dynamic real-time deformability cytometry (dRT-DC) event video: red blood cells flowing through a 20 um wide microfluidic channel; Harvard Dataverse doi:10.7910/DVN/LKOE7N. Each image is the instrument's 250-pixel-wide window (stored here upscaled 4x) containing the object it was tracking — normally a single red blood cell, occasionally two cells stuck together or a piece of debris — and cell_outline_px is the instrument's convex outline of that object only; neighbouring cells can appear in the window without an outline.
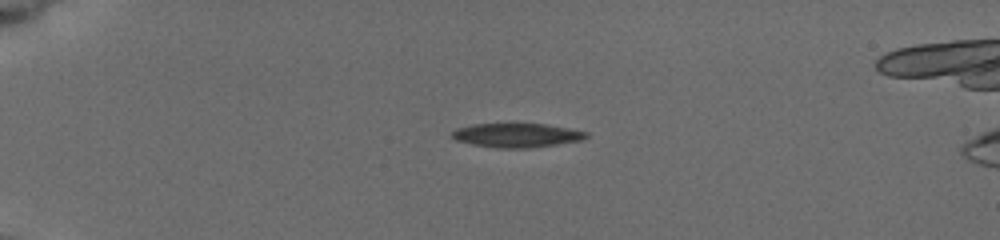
{"species": "common noctule bat (a hibernating species)", "species_latin": "Nyctalus noctula", "temperature_condition": "cold", "stored_images_in_passage": 10, "camera_frame_rate_fps": 3000, "um_per_image_px": 0.085, "animal": {"sex": "female", "body_mass_g": 19.5, "forearm_length_mm": 54.1}, "frame": {"image": 1, "passage_image": 4, "time_ms": 3.333, "image_size_px": [1000, 240], "cell_outline_px": [[588, 136], [580, 140], [556, 144], [528, 148], [496, 148], [472, 144], [456, 140], [452, 136], [452, 132], [456, 128], [472, 124], [544, 124], [568, 128], [588, 132]], "centroid_in_image_um": [43.89, 11.5], "position_along_channel_um": 41.1, "area_um2": 18.61}}
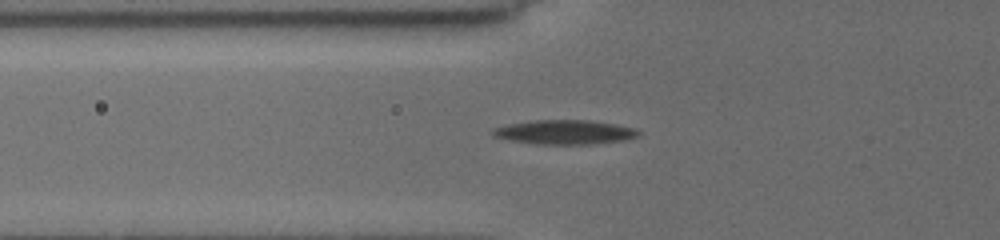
{"frame": {"image": 2, "passage_image": 7, "time_ms": 5.667, "image_size_px": [1000, 240], "cell_outline_px": [[640, 136], [628, 140], [592, 144], [540, 144], [512, 140], [492, 136], [492, 128], [508, 124], [532, 120], [588, 120], [636, 128], [640, 132]], "centroid_in_image_um": [48.03, 11.23], "position_along_channel_um": 77.8, "area_um2": 20.63}}
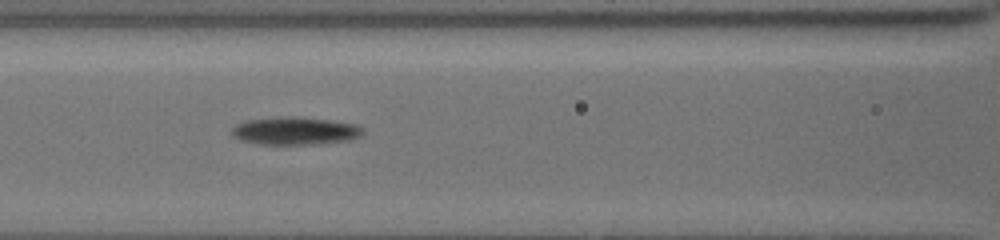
{"frame": {"image": 3, "passage_image": 9, "time_ms": 7.333, "image_size_px": [1000, 240], "cell_outline_px": [[364, 132], [360, 136], [348, 140], [312, 144], [256, 144], [240, 140], [232, 136], [232, 128], [236, 124], [248, 120], [328, 120], [356, 124], [364, 128]], "centroid_in_image_um": [25.1, 11.19], "position_along_channel_um": 141.5, "area_um2": 19.88}}